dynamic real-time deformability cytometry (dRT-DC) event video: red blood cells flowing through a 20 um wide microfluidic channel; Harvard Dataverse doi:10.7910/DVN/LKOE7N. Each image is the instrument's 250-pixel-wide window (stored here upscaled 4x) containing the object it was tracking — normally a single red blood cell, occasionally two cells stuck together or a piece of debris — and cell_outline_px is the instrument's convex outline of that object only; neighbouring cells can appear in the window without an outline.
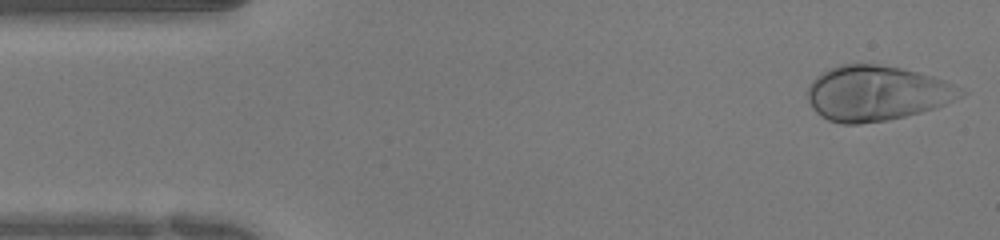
{"species": "human", "species_latin": "Homo sapiens", "temperature_condition": "warm", "stored_images_in_passage": 49, "camera_frame_rate_fps": 3000, "um_per_image_px": 0.085, "donor": {"sex": "female"}, "frame": {"image": 1, "passage_image": 1, "time_ms": 0.0, "image_size_px": [1000, 240], "cell_outline_px": [[968, 92], [964, 96], [936, 108], [888, 120], [860, 124], [840, 124], [828, 120], [820, 116], [812, 108], [808, 100], [808, 84], [820, 72], [828, 68], [840, 64], [876, 64], [904, 68], [932, 76], [944, 80]], "centroid_in_image_um": [74.5, 7.92], "position_along_channel_um": 10.5, "area_um2": 49.59}}
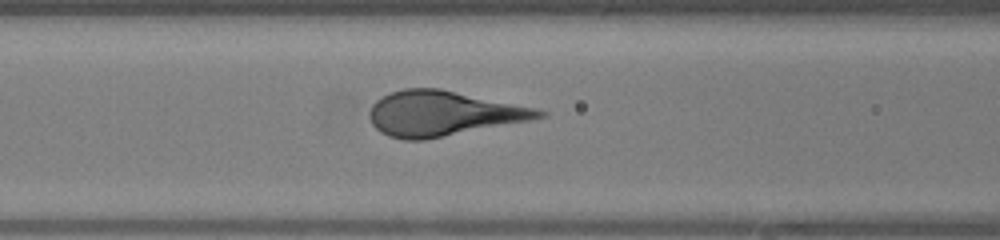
{"frame": {"image": 2, "passage_image": 18, "time_ms": 5.667, "image_size_px": [1000, 240], "cell_outline_px": [[548, 116], [532, 120], [424, 140], [404, 140], [388, 136], [380, 132], [372, 124], [368, 116], [368, 112], [372, 104], [380, 96], [388, 92], [404, 88], [440, 88], [536, 108], [548, 112]], "centroid_in_image_um": [37.62, 9.64], "position_along_channel_um": 129.0, "area_um2": 44.74}}
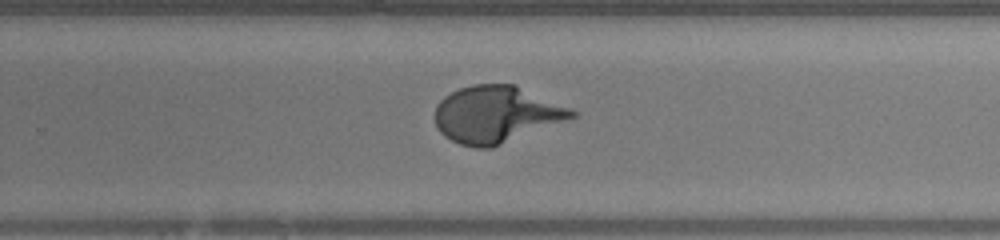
{"frame": {"image": 3, "passage_image": 30, "time_ms": 9.667, "image_size_px": [1000, 240], "cell_outline_px": [[580, 112], [576, 116], [492, 148], [476, 148], [460, 144], [444, 136], [440, 132], [436, 124], [436, 104], [444, 96], [460, 88], [472, 84], [516, 84]], "centroid_in_image_um": [42.18, 9.71], "position_along_channel_um": 287.6, "area_um2": 45.26}}